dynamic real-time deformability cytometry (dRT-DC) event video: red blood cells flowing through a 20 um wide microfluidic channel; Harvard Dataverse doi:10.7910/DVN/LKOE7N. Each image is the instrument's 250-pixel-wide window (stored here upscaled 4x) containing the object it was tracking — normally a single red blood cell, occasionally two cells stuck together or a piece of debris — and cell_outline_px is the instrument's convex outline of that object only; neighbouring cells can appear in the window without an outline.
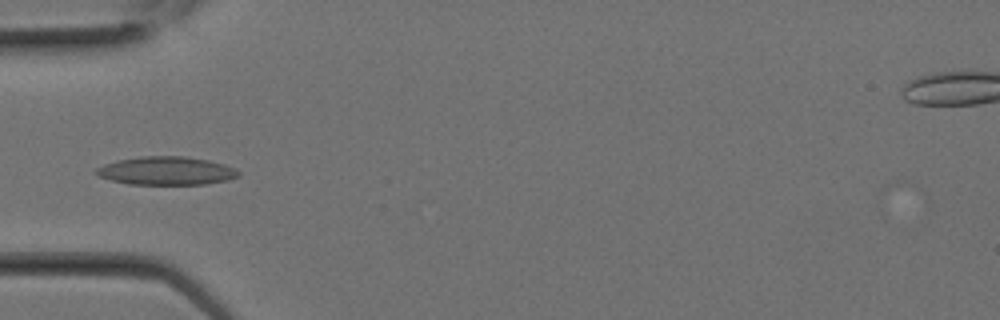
{"species": "Egyptian fruit bat (a non-hibernating species)", "species_latin": "Rousettus aegyptiacus", "temperature_condition": "room temperature", "stored_images_in_passage": 10, "camera_frame_rate_fps": 3000, "um_per_image_px": 0.085, "animal": {"sex": "female"}, "frame": {"image": 1, "passage_image": 9, "time_ms": 2.667, "image_size_px": [1000, 320], "cell_outline_px": [[240, 172], [236, 176], [228, 180], [204, 184], [128, 184], [112, 180], [100, 176], [92, 172], [96, 168], [104, 164], [116, 160], [140, 156], [184, 156], [208, 160], [224, 164], [236, 168]], "centroid_in_image_um": [14.11, 14.51], "position_along_channel_um": 70.9, "area_um2": 23.47}}